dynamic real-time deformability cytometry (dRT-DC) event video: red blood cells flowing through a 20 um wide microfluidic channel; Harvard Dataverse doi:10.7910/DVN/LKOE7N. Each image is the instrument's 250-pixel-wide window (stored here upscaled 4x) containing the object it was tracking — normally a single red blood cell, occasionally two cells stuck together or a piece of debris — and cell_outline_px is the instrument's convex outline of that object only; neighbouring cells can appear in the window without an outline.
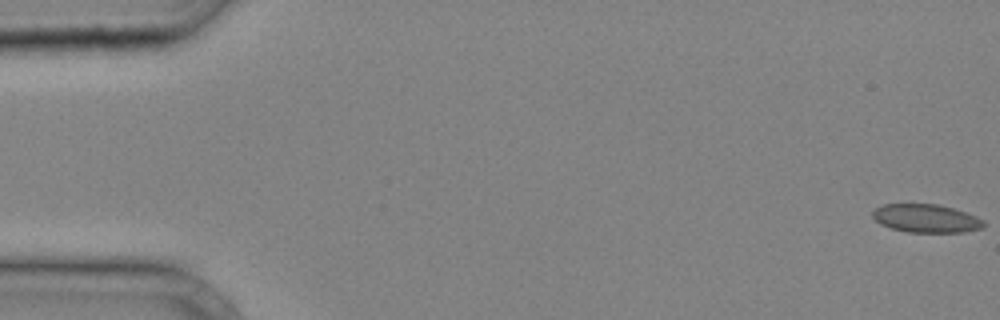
{"species": "common noctule bat (a hibernating species)", "species_latin": "Nyctalus noctula", "temperature_condition": "cold", "stored_images_in_passage": 39, "camera_frame_rate_fps": 3000, "um_per_image_px": 0.085, "animal": {"sex": "male", "body_mass_g": 20.4}, "frame": {"image": 1, "passage_image": 1, "time_ms": 0.0, "image_size_px": [1000, 320], "cell_outline_px": [[984, 228], [964, 232], [908, 232], [892, 228], [880, 224], [872, 216], [872, 212], [876, 208], [884, 204], [936, 204], [952, 208], [976, 216], [984, 220]], "centroid_in_image_um": [78.73, 18.57], "position_along_channel_um": 6.3, "area_um2": 18.21}}
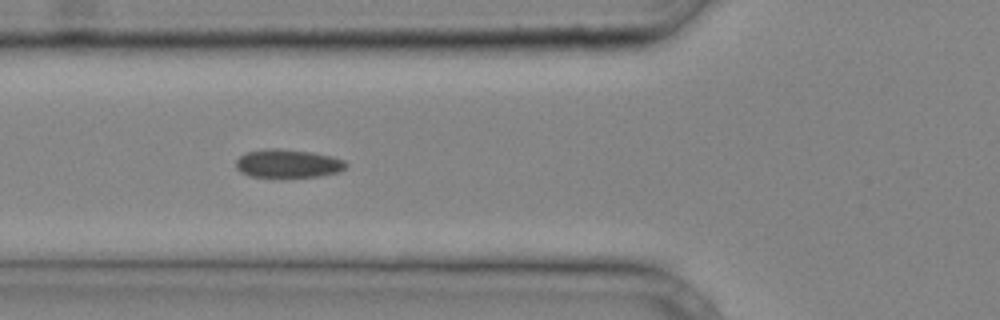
{"frame": {"image": 2, "passage_image": 15, "time_ms": 4.667, "image_size_px": [1000, 320], "cell_outline_px": [[348, 164], [340, 172], [320, 176], [248, 176], [240, 172], [236, 168], [236, 160], [244, 152], [264, 148], [280, 148], [312, 152], [332, 156], [344, 160]], "centroid_in_image_um": [24.46, 13.87], "position_along_channel_um": 101.3, "area_um2": 18.26}}
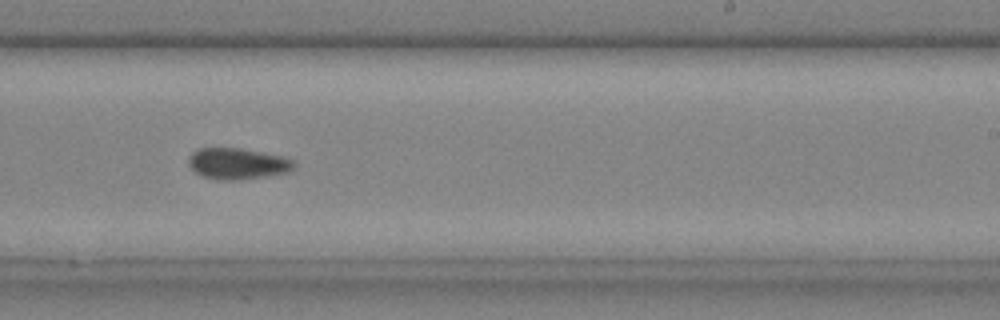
{"frame": {"image": 3, "passage_image": 25, "time_ms": 8.0, "image_size_px": [1000, 320], "cell_outline_px": [[296, 168], [288, 172], [264, 176], [232, 180], [228, 180], [204, 176], [196, 172], [188, 164], [188, 156], [196, 148], [240, 148], [280, 156], [292, 160], [296, 164]], "centroid_in_image_um": [20.18, 13.89], "position_along_channel_um": 268.8, "area_um2": 18.84}}